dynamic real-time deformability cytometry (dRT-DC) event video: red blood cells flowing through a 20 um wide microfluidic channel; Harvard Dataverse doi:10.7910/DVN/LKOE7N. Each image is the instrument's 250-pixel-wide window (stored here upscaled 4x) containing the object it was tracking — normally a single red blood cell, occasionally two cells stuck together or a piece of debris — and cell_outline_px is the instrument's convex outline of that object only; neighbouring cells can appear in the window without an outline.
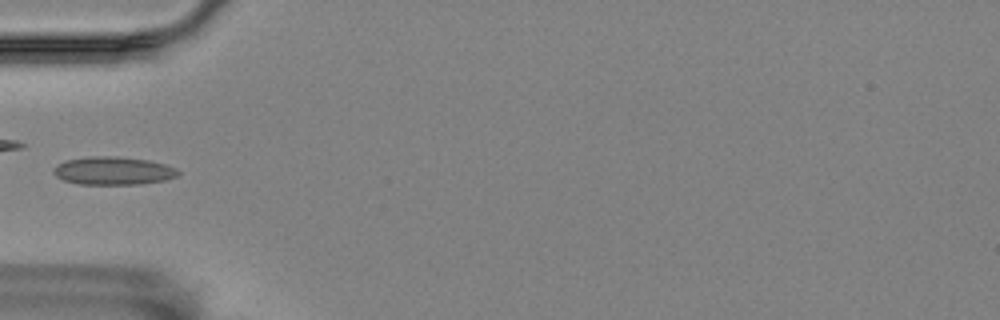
{"species": "Egyptian fruit bat (a non-hibernating species)", "species_latin": "Rousettus aegyptiacus", "temperature_condition": "room temperature", "stored_images_in_passage": 5, "camera_frame_rate_fps": 3000, "um_per_image_px": 0.085, "animal": {"sex": "female"}, "frame": {"image": 1, "passage_image": 5, "time_ms": 1.333, "image_size_px": [1000, 320], "cell_outline_px": [[180, 172], [176, 176], [164, 180], [140, 184], [80, 184], [64, 180], [56, 176], [52, 172], [52, 168], [56, 164], [64, 160], [88, 156], [120, 156], [148, 160], [164, 164], [176, 168]], "centroid_in_image_um": [9.57, 14.5], "position_along_channel_um": 75.4, "area_um2": 20.52}}